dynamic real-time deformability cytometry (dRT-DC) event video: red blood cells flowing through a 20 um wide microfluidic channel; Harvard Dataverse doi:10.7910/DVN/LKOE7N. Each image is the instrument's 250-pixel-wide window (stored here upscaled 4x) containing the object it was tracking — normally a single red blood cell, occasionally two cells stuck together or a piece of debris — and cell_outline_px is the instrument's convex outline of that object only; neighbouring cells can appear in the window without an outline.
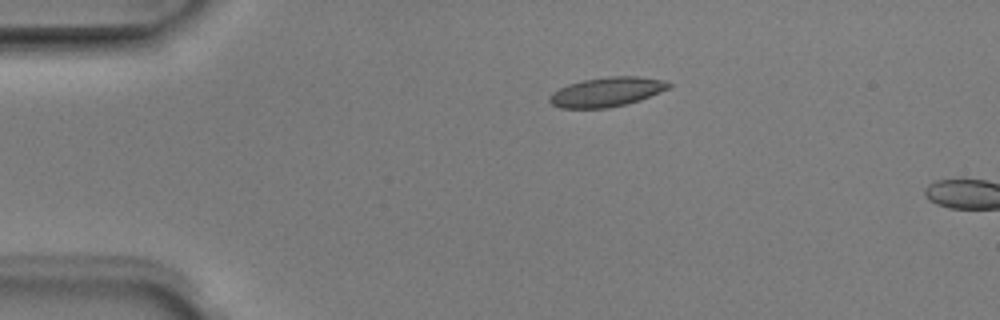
{"species": "Egyptian fruit bat (a non-hibernating species)", "species_latin": "Rousettus aegyptiacus", "temperature_condition": "room temperature", "stored_images_in_passage": 2, "camera_frame_rate_fps": 3000, "um_per_image_px": 0.085, "animal": {"sex": "male"}, "frame": {"image": 1, "passage_image": 1, "time_ms": 0.0, "image_size_px": [1000, 320], "cell_outline_px": [[672, 88], [640, 100], [628, 104], [608, 108], [560, 108], [552, 104], [548, 100], [548, 96], [552, 92], [568, 84], [584, 80], [608, 76], [636, 76], [664, 80], [672, 84]], "centroid_in_image_um": [51.6, 7.82], "position_along_channel_um": 33.4, "area_um2": 20.63}}